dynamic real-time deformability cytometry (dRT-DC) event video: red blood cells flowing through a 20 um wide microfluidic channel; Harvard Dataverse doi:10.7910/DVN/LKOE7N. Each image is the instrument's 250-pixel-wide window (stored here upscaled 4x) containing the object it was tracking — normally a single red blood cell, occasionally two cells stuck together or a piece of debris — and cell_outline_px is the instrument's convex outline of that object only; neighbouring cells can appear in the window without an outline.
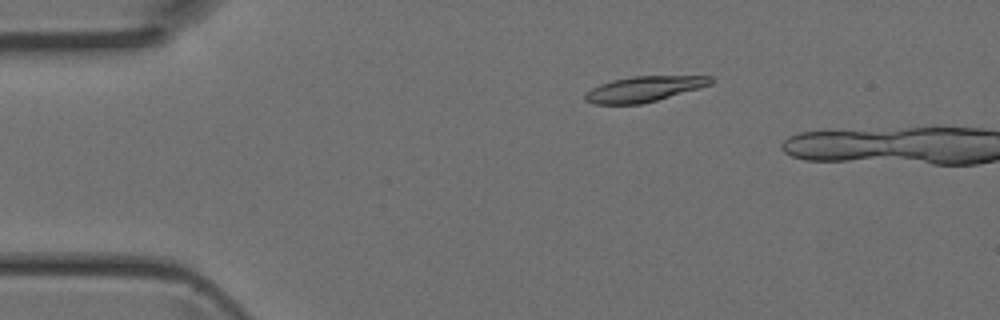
{"species": "Egyptian fruit bat (a non-hibernating species)", "species_latin": "Rousettus aegyptiacus", "temperature_condition": "room temperature", "stored_images_in_passage": 4, "camera_frame_rate_fps": 3000, "um_per_image_px": 0.085, "animal": {"sex": "female"}, "frame": {"image": 1, "passage_image": 1, "time_ms": 0.0, "image_size_px": [1000, 320], "cell_outline_px": [[712, 84], [700, 88], [656, 100], [640, 104], [596, 104], [584, 100], [584, 96], [592, 88], [600, 84], [612, 80], [632, 76], [712, 76]], "centroid_in_image_um": [54.74, 7.56], "position_along_channel_um": 30.3, "area_um2": 18.44}}